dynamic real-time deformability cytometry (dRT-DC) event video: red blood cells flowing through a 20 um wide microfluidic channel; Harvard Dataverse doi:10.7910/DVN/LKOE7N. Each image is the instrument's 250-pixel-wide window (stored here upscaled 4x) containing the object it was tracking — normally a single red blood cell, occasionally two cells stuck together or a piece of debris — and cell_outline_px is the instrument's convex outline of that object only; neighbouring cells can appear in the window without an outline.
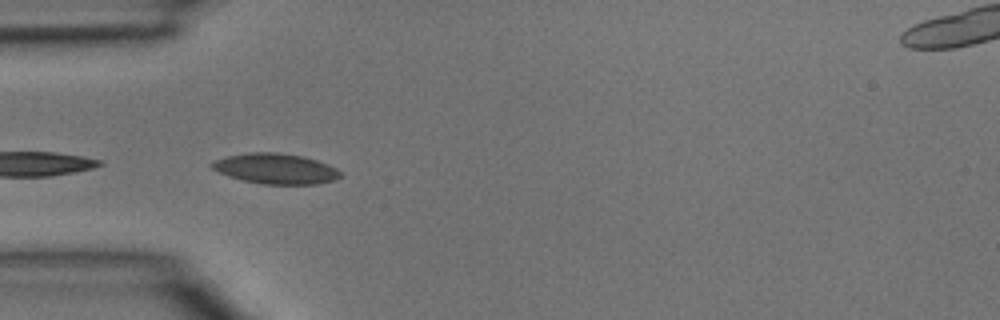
{"species": "common noctule bat (a hibernating species)", "species_latin": "Nyctalus noctula", "temperature_condition": "room temperature", "stored_images_in_passage": 40, "camera_frame_rate_fps": 3000, "um_per_image_px": 0.085, "animal": {"sex": "male", "body_mass_g": 15.6}, "frame": {"image": 1, "passage_image": 13, "time_ms": 4.0, "image_size_px": [1000, 320], "cell_outline_px": [[344, 176], [336, 180], [316, 184], [264, 184], [244, 180], [228, 176], [212, 168], [208, 164], [216, 160], [228, 156], [248, 152], [280, 152], [304, 156], [328, 164], [344, 172]], "centroid_in_image_um": [23.5, 14.33], "position_along_channel_um": 61.5, "area_um2": 22.95}}